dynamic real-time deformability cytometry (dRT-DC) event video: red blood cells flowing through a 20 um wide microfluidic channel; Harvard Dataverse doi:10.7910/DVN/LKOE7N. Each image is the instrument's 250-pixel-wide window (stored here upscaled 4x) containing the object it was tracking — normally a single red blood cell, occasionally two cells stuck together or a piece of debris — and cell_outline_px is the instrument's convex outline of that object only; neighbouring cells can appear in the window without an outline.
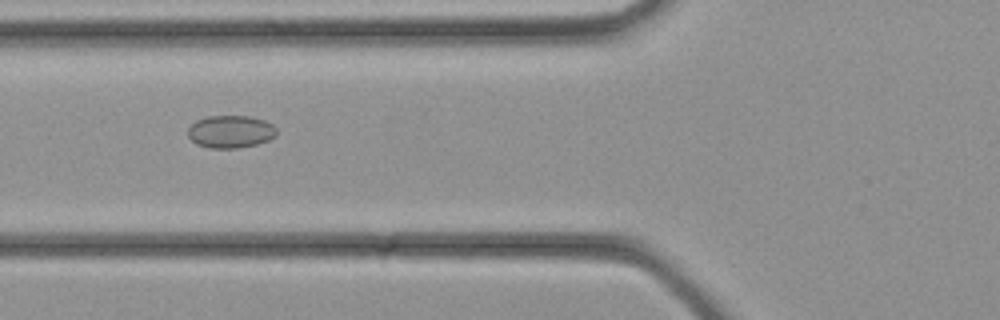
{"species": "common noctule bat (a hibernating species)", "species_latin": "Nyctalus noctula", "temperature_condition": "cold", "stored_images_in_passage": 30, "camera_frame_rate_fps": 3000, "um_per_image_px": 0.085, "animal": {"sex": "female", "body_mass_g": 21.9}, "frame": {"image": 1, "passage_image": 9, "time_ms": 2.667, "image_size_px": [1000, 320], "cell_outline_px": [[276, 136], [268, 140], [256, 144], [236, 148], [208, 148], [196, 144], [188, 136], [188, 128], [196, 120], [208, 116], [248, 116], [264, 120], [272, 124], [276, 128]], "centroid_in_image_um": [19.59, 11.19], "position_along_channel_um": 106.2, "area_um2": 16.82}}
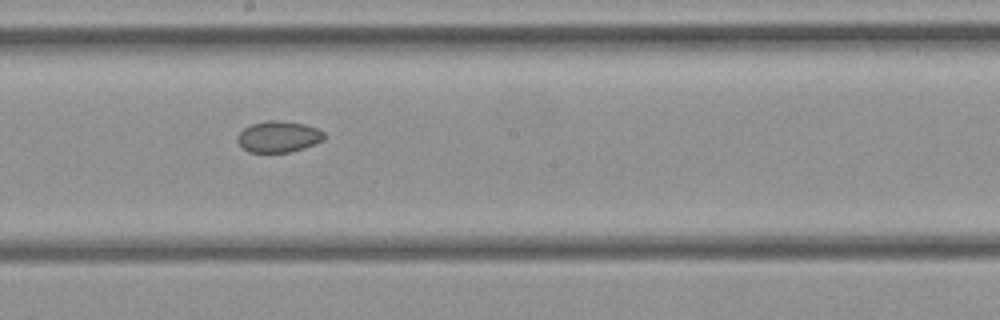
{"frame": {"image": 2, "passage_image": 15, "time_ms": 4.667, "image_size_px": [1000, 320], "cell_outline_px": [[324, 140], [288, 152], [248, 152], [236, 140], [236, 136], [244, 128], [252, 124], [264, 120], [280, 120], [304, 124], [316, 128], [324, 132]], "centroid_in_image_um": [23.63, 11.6], "position_along_channel_um": 224.6, "area_um2": 15.61}}
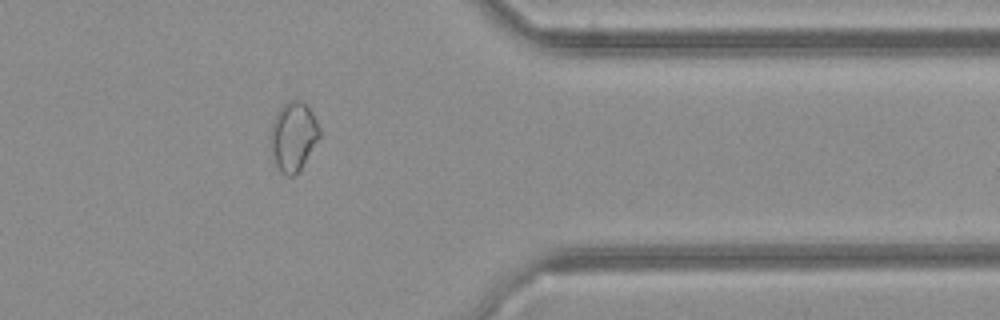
{"frame": {"image": 3, "passage_image": 24, "time_ms": 7.667, "image_size_px": [1000, 320], "cell_outline_px": [[320, 136], [300, 172], [292, 176], [288, 176], [280, 172], [276, 164], [268, 140], [268, 136], [272, 120], [276, 112], [288, 100], [300, 100], [308, 104], [320, 128]], "centroid_in_image_um": [24.91, 11.58], "position_along_channel_um": 386.5, "area_um2": 20.23}}